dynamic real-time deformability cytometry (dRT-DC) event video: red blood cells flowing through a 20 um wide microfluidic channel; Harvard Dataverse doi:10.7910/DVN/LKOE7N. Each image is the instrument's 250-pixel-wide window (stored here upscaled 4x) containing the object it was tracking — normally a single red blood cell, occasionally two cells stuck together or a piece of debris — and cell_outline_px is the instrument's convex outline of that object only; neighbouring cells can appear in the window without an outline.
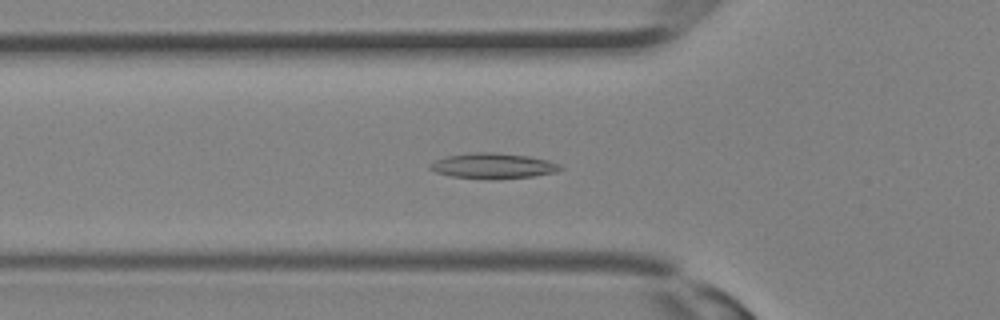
{"species": "Egyptian fruit bat (a non-hibernating species)", "species_latin": "Rousettus aegyptiacus", "temperature_condition": "room temperature", "stored_images_in_passage": 9, "camera_frame_rate_fps": 3000, "um_per_image_px": 0.085, "animal": {"sex": "female"}, "frame": {"image": 1, "passage_image": 6, "time_ms": 1.667, "image_size_px": [1000, 320], "cell_outline_px": [[564, 168], [556, 172], [532, 176], [488, 180], [452, 176], [436, 172], [428, 168], [428, 164], [444, 156], [468, 152], [496, 152], [528, 156], [548, 160], [560, 164]], "centroid_in_image_um": [41.88, 14.09], "position_along_channel_um": 83.9, "area_um2": 19.59}}
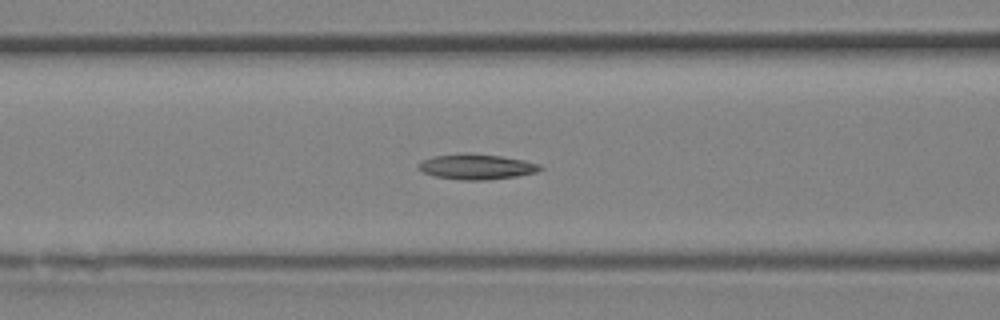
{"frame": {"image": 2, "passage_image": 8, "time_ms": 2.333, "image_size_px": [1000, 320], "cell_outline_px": [[544, 168], [536, 172], [516, 176], [488, 180], [460, 180], [436, 176], [424, 172], [416, 168], [416, 164], [424, 160], [436, 156], [464, 152], [468, 152], [500, 156], [524, 160], [540, 164]], "centroid_in_image_um": [40.51, 14.16], "position_along_channel_um": 126.1, "area_um2": 18.03}}